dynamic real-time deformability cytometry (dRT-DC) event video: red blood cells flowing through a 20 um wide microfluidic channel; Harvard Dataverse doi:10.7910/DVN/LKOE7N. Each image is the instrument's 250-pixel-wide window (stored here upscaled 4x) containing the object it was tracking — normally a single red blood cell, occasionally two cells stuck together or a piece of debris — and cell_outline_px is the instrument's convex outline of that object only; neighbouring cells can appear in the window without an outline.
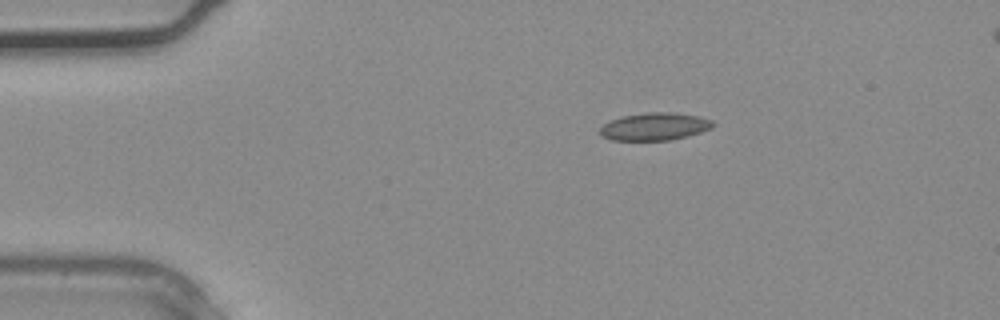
{"species": "common noctule bat (a hibernating species)", "species_latin": "Nyctalus noctula", "temperature_condition": "warm", "stored_images_in_passage": 5, "segment_of_instrument_passage": [2, 2], "camera_frame_rate_fps": 3000, "um_per_image_px": 0.085, "animal": {"sex": "male", "body_mass_g": 20.4}, "frame": {"image": 1, "passage_image": 5, "time_ms": 1.333, "image_size_px": [1000, 320], "cell_outline_px": [[716, 124], [712, 128], [688, 136], [668, 140], [612, 140], [600, 136], [600, 128], [608, 120], [624, 116], [648, 112], [672, 112], [700, 116], [712, 120]], "centroid_in_image_um": [55.65, 10.75], "position_along_channel_um": 29.3, "area_um2": 18.26}}